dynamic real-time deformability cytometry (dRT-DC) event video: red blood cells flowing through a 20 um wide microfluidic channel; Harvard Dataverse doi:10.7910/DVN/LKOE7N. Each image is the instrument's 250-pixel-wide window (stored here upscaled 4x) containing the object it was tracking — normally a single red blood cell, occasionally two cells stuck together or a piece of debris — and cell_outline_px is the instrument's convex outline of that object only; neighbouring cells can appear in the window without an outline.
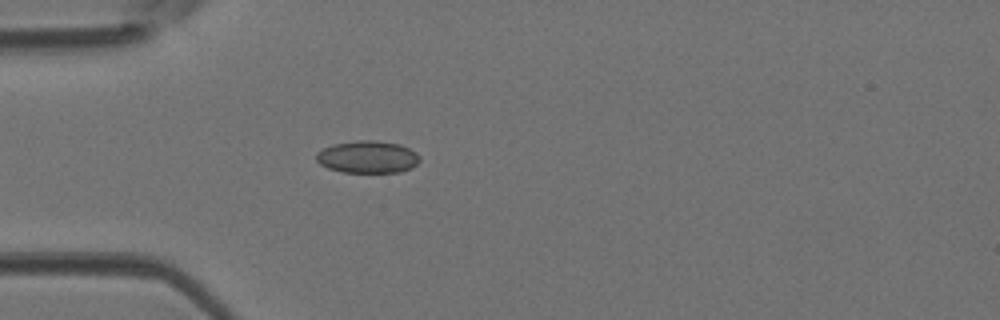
{"species": "Egyptian fruit bat (a non-hibernating species)", "species_latin": "Rousettus aegyptiacus", "temperature_condition": "room temperature", "stored_images_in_passage": 27, "camera_frame_rate_fps": 3000, "um_per_image_px": 0.085, "animal": {"sex": "female"}, "frame": {"image": 1, "passage_image": 3, "time_ms": 0.667, "image_size_px": [1000, 320], "cell_outline_px": [[420, 160], [412, 168], [400, 172], [344, 172], [328, 168], [320, 164], [316, 160], [316, 152], [332, 144], [360, 140], [376, 140], [400, 144], [416, 152], [420, 156]], "centroid_in_image_um": [31.26, 13.34], "position_along_channel_um": 53.7, "area_um2": 19.54}}
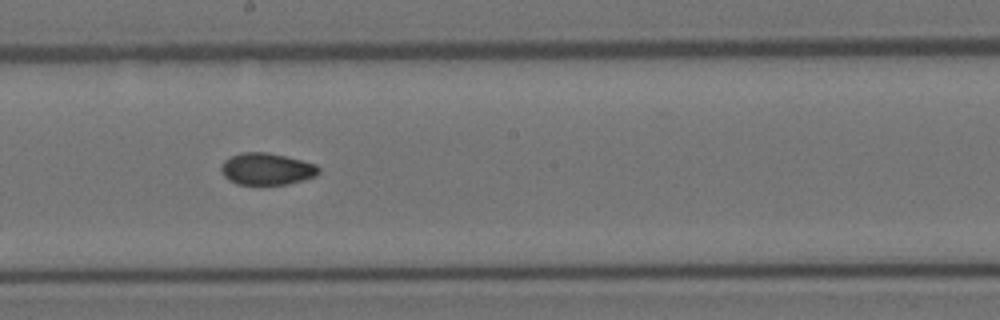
{"frame": {"image": 2, "passage_image": 15, "time_ms": 4.667, "image_size_px": [1000, 320], "cell_outline_px": [[320, 172], [316, 176], [304, 180], [288, 184], [236, 184], [228, 180], [224, 176], [220, 168], [224, 160], [240, 152], [268, 152], [316, 164], [320, 168]], "centroid_in_image_um": [22.67, 14.36], "position_along_channel_um": 225.5, "area_um2": 18.15}}
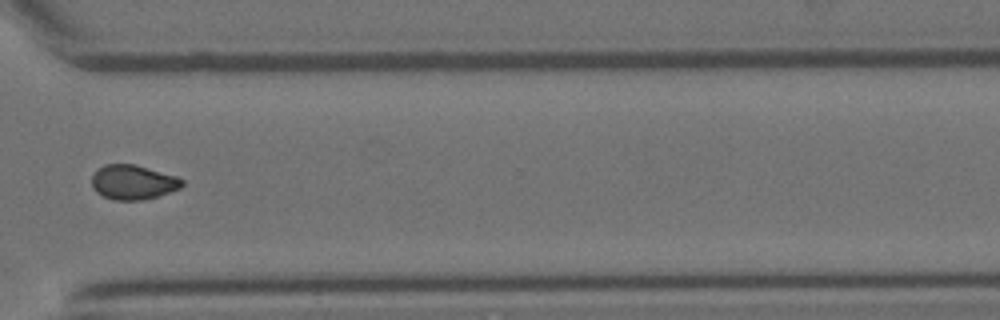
{"frame": {"image": 3, "passage_image": 24, "time_ms": 7.667, "image_size_px": [1000, 320], "cell_outline_px": [[184, 184], [180, 188], [144, 200], [112, 200], [96, 192], [92, 188], [92, 176], [104, 164], [132, 164], [176, 176], [184, 180]], "centroid_in_image_um": [11.3, 15.5], "position_along_channel_um": 359.3, "area_um2": 17.98}}